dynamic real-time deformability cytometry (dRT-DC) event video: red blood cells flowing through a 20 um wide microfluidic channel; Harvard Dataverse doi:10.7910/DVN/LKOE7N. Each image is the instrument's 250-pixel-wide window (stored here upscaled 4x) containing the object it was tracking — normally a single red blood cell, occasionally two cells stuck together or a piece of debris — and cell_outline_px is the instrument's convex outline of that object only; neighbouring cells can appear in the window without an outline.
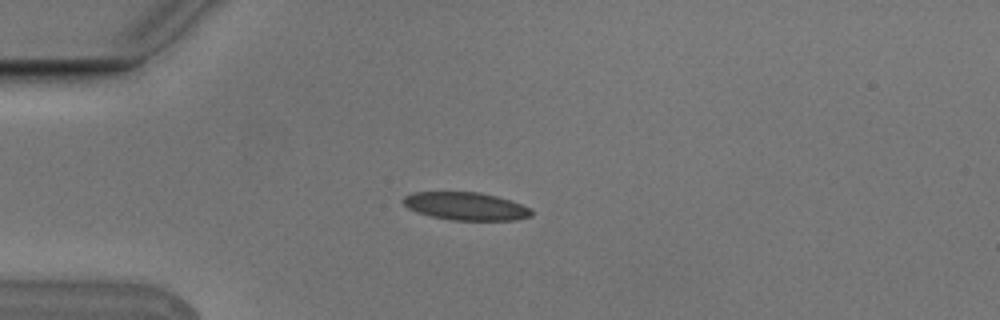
{"species": "Egyptian fruit bat (a non-hibernating species)", "species_latin": "Rousettus aegyptiacus", "temperature_condition": "cold", "stored_images_in_passage": 4, "camera_frame_rate_fps": 3000, "um_per_image_px": 0.085, "animal": {"sex": "male"}, "frame": {"image": 1, "passage_image": 4, "time_ms": 1.0, "image_size_px": [1000, 320], "cell_outline_px": [[532, 216], [516, 220], [452, 220], [432, 216], [416, 212], [408, 208], [400, 200], [404, 196], [412, 192], [480, 192], [496, 196], [532, 208]], "centroid_in_image_um": [39.57, 17.52], "position_along_channel_um": 45.4, "area_um2": 20.87}}